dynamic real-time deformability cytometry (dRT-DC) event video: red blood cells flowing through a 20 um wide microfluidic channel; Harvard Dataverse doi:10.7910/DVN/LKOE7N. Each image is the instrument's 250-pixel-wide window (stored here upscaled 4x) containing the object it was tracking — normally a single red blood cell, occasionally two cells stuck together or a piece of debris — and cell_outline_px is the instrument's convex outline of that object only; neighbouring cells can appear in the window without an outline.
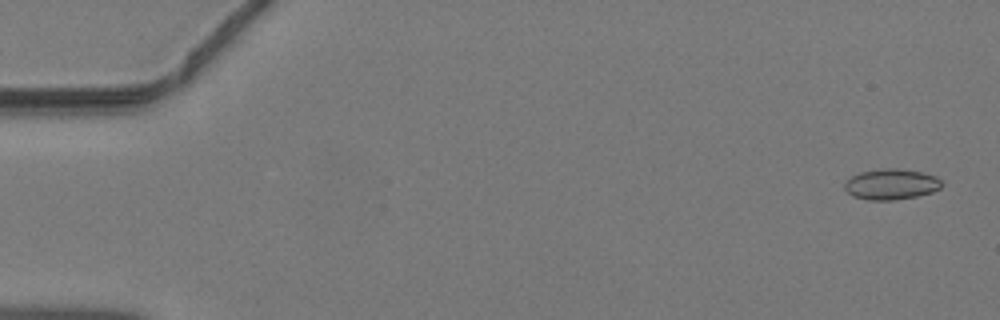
{"species": "common noctule bat (a hibernating species)", "species_latin": "Nyctalus noctula", "temperature_condition": "warm", "stored_images_in_passage": 46, "camera_frame_rate_fps": 3000, "um_per_image_px": 0.085, "animal": {"sex": "male", "body_mass_g": 19.2, "forearm_length_mm": 51.8}, "frame": {"image": 1, "passage_image": 2, "time_ms": 0.333, "image_size_px": [1000, 320], "cell_outline_px": [[944, 184], [940, 188], [932, 192], [916, 196], [896, 200], [868, 200], [852, 196], [844, 188], [844, 184], [852, 176], [860, 172], [888, 168], [896, 168], [924, 172], [936, 176]], "centroid_in_image_um": [75.78, 15.66], "position_along_channel_um": 9.2, "area_um2": 17.4}}
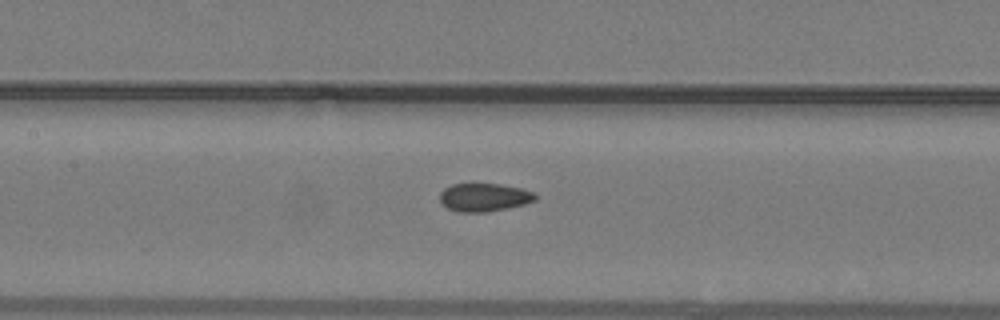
{"frame": {"image": 2, "passage_image": 22, "time_ms": 7.0, "image_size_px": [1000, 320], "cell_outline_px": [[536, 200], [524, 204], [508, 208], [484, 212], [460, 212], [448, 208], [440, 200], [440, 192], [444, 188], [452, 184], [500, 184], [520, 188], [532, 192], [536, 196]], "centroid_in_image_um": [41.14, 16.77], "position_along_channel_um": 166.3, "area_um2": 15.49}}
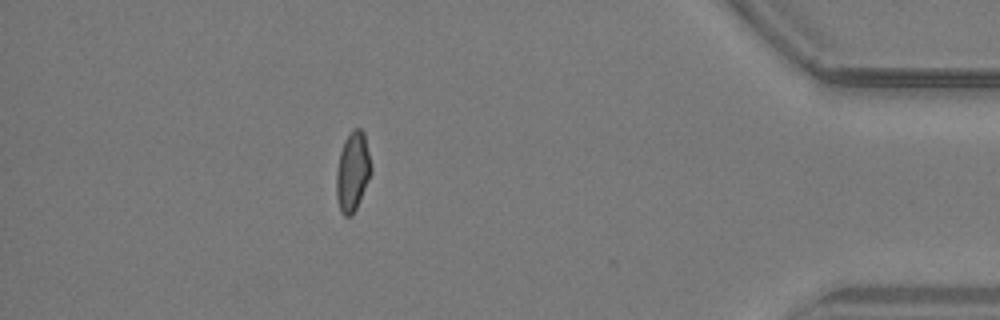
{"frame": {"image": 3, "passage_image": 41, "time_ms": 13.333, "image_size_px": [1000, 320], "cell_outline_px": [[372, 172], [356, 208], [352, 216], [344, 216], [340, 212], [336, 196], [336, 172], [340, 152], [344, 140], [352, 128], [360, 128], [364, 132], [372, 168]], "centroid_in_image_um": [29.96, 14.58], "position_along_channel_um": 405.2, "area_um2": 16.18}}